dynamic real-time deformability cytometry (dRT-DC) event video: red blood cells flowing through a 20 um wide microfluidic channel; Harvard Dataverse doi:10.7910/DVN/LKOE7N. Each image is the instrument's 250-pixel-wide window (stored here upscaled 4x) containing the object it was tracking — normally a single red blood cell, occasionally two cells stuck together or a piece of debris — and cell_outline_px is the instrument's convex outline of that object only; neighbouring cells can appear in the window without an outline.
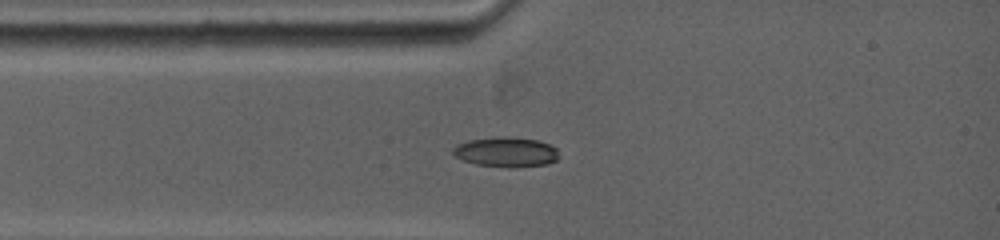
{"species": "common noctule bat (a hibernating species)", "species_latin": "Nyctalus noctula", "temperature_condition": "warm", "stored_images_in_passage": 2, "camera_frame_rate_fps": 5000, "um_per_image_px": 0.085, "animal": {"sex": "female", "body_mass_g": 19.0, "forearm_length_mm": 53.3}, "frame": {"image": 1, "passage_image": 2, "time_ms": 1.2, "image_size_px": [1000, 240], "cell_outline_px": [[556, 160], [548, 164], [476, 164], [464, 160], [456, 156], [452, 152], [452, 148], [456, 144], [468, 140], [500, 136], [504, 136], [536, 140], [548, 144], [556, 148]], "centroid_in_image_um": [42.94, 12.85], "position_along_channel_um": 42.1, "area_um2": 17.28}}